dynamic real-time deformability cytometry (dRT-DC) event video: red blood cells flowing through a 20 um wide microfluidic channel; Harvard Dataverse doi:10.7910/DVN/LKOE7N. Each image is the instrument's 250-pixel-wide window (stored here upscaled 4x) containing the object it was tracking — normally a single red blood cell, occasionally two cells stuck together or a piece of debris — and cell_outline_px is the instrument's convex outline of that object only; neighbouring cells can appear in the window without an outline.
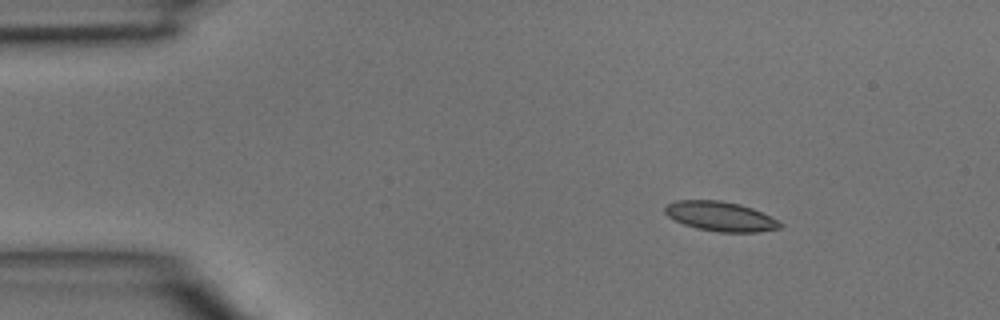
{"species": "common noctule bat (a hibernating species)", "species_latin": "Nyctalus noctula", "temperature_condition": "room temperature", "stored_images_in_passage": 4, "camera_frame_rate_fps": 3000, "um_per_image_px": 0.085, "animal": {"sex": "male", "body_mass_g": 15.6}, "frame": {"image": 1, "passage_image": 1, "time_ms": 0.0, "image_size_px": [1000, 320], "cell_outline_px": [[784, 224], [780, 228], [756, 232], [716, 232], [696, 228], [684, 224], [668, 216], [664, 212], [664, 208], [668, 204], [676, 200], [720, 200], [740, 204], [752, 208]], "centroid_in_image_um": [61.21, 18.39], "position_along_channel_um": 23.8, "area_um2": 19.71}}
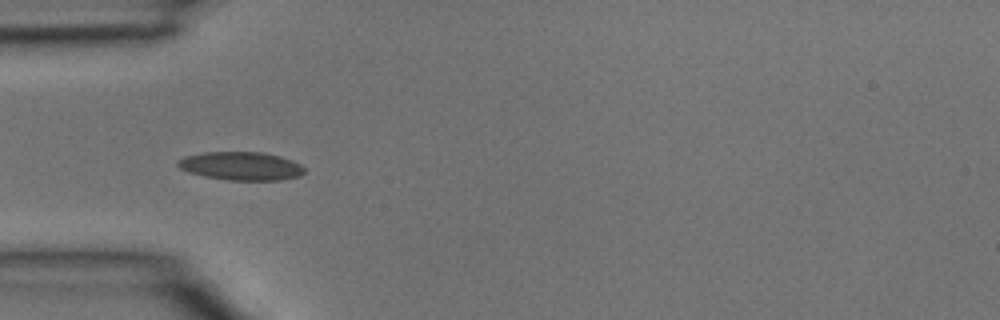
{"frame": {"image": 2, "passage_image": 3, "time_ms": 0.667, "image_size_px": [1000, 320], "cell_outline_px": [[304, 172], [300, 176], [280, 180], [228, 180], [204, 176], [188, 172], [180, 168], [176, 164], [176, 160], [184, 156], [204, 152], [264, 152], [280, 156], [292, 160], [300, 164], [304, 168]], "centroid_in_image_um": [20.47, 14.1], "position_along_channel_um": 64.5, "area_um2": 21.04}}